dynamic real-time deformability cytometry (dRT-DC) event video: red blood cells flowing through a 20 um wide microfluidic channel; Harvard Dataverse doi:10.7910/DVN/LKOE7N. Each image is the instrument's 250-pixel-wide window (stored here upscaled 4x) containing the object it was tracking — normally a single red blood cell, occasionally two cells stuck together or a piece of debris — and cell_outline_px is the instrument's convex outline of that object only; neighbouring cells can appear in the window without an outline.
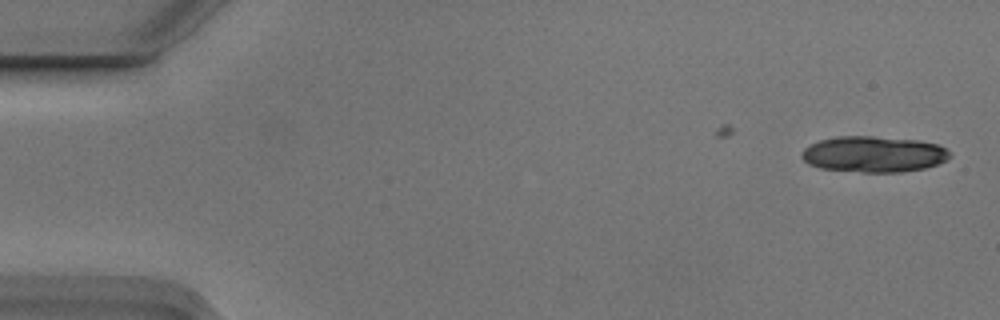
{"species": "Egyptian fruit bat (a non-hibernating species)", "species_latin": "Rousettus aegyptiacus", "temperature_condition": "cold", "stored_images_in_passage": 3, "camera_frame_rate_fps": 3000, "um_per_image_px": 0.085, "animal": {"sex": "male"}, "frame": {"image": 1, "passage_image": 3, "time_ms": 0.667, "image_size_px": [1000, 320], "cell_outline_px": [[952, 156], [948, 160], [924, 168], [900, 172], [864, 172], [820, 168], [808, 164], [800, 156], [800, 152], [804, 148], [820, 140], [836, 136], [872, 136], [920, 140], [936, 144], [944, 148]], "centroid_in_image_um": [74.24, 13.1], "position_along_channel_um": 10.8, "area_um2": 31.1}}